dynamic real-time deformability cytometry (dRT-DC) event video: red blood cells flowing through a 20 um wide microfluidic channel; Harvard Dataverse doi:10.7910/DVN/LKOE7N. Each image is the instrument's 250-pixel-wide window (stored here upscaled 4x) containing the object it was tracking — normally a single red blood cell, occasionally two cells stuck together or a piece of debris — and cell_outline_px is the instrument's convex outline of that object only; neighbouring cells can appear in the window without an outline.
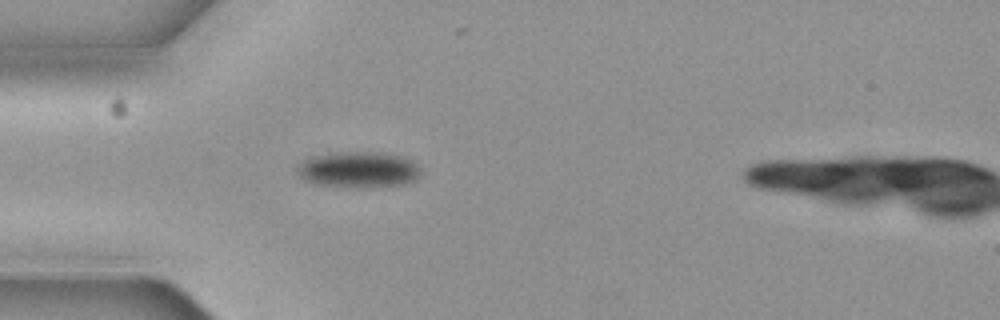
{"species": "common noctule bat (a hibernating species)", "species_latin": "Nyctalus noctula", "temperature_condition": "cold", "stored_images_in_passage": 5, "camera_frame_rate_fps": 3000, "um_per_image_px": 0.085, "animal": {"sex": "female", "body_mass_g": 19.3, "forearm_length_mm": 54.1}, "frame": {"image": 1, "passage_image": 3, "time_ms": 0.667, "image_size_px": [1000, 320], "cell_outline_px": [[420, 172], [416, 180], [404, 184], [312, 184], [304, 180], [296, 172], [296, 164], [308, 156], [340, 152], [360, 152], [400, 156], [416, 164], [420, 168]], "centroid_in_image_um": [30.36, 14.37], "position_along_channel_um": 54.6, "area_um2": 24.62}}